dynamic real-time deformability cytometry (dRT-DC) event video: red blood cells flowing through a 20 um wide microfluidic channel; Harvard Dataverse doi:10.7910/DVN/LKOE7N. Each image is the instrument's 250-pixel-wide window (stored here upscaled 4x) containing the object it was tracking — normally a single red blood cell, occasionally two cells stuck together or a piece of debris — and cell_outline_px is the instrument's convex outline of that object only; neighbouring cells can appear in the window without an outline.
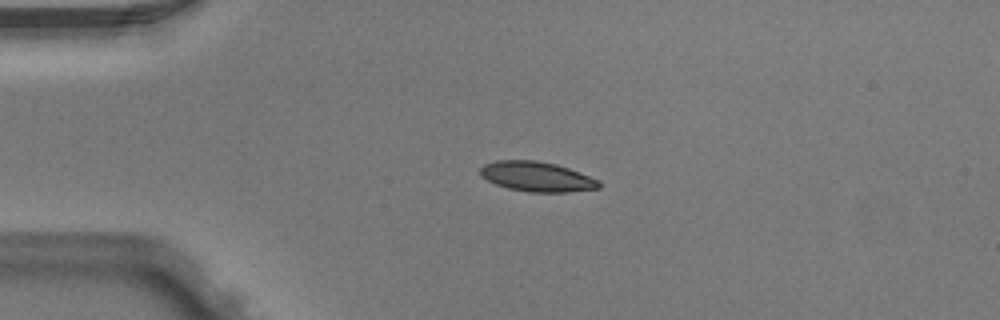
{"species": "Egyptian fruit bat (a non-hibernating species)", "species_latin": "Rousettus aegyptiacus", "temperature_condition": "warm", "stored_images_in_passage": 3, "camera_frame_rate_fps": 3000, "um_per_image_px": 0.085, "animal": {"sex": "male"}, "frame": {"image": 1, "passage_image": 2, "time_ms": 0.333, "image_size_px": [1000, 320], "cell_outline_px": [[600, 188], [568, 192], [528, 192], [508, 188], [496, 184], [480, 176], [480, 168], [484, 164], [496, 160], [536, 160], [556, 164], [568, 168], [600, 180]], "centroid_in_image_um": [45.62, 15.01], "position_along_channel_um": 39.4, "area_um2": 20.69}}